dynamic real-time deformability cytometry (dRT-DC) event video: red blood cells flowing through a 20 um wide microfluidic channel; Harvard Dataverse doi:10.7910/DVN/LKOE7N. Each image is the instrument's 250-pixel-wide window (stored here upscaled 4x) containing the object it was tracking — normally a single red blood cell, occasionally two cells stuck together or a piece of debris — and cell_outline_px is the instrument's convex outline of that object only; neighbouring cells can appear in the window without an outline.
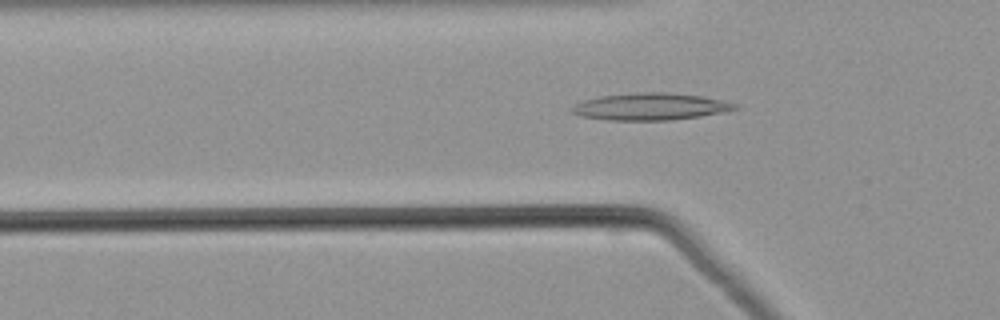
{"species": "common noctule bat (a hibernating species)", "species_latin": "Nyctalus noctula", "temperature_condition": "warm", "stored_images_in_passage": 41, "camera_frame_rate_fps": 3000, "um_per_image_px": 0.085, "animal": {"sex": "male", "body_mass_g": 21.5, "forearm_length_mm": 52.0}, "frame": {"image": 1, "passage_image": 11, "time_ms": 3.333, "image_size_px": [1000, 320], "cell_outline_px": [[740, 108], [724, 112], [700, 116], [672, 120], [604, 120], [580, 116], [568, 112], [568, 108], [584, 100], [600, 96], [640, 92], [664, 92], [700, 96], [724, 100], [736, 104]], "centroid_in_image_um": [55.24, 9.07], "position_along_channel_um": 70.6, "area_um2": 25.84}}
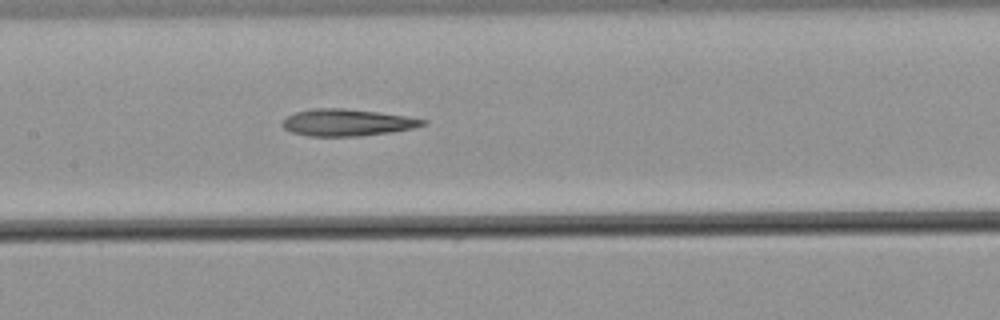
{"frame": {"image": 2, "passage_image": 19, "time_ms": 6.0, "image_size_px": [1000, 320], "cell_outline_px": [[428, 120], [424, 124], [412, 128], [392, 132], [360, 136], [308, 136], [292, 132], [284, 128], [280, 124], [288, 116], [296, 112], [316, 108], [344, 108], [376, 112], [404, 116]], "centroid_in_image_um": [29.47, 10.42], "position_along_channel_um": 177.9, "area_um2": 21.73}}
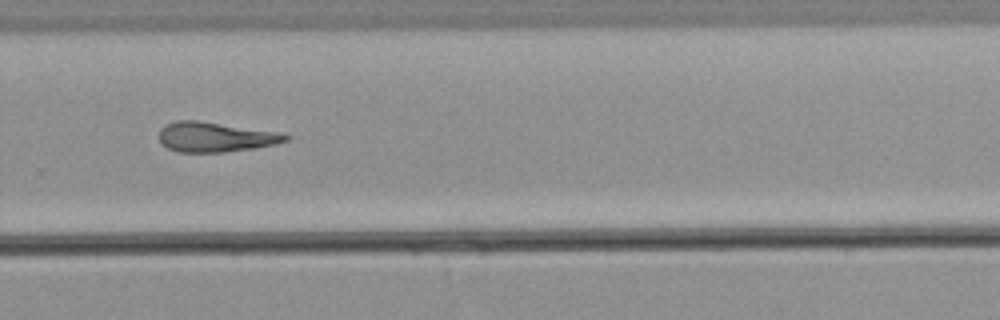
{"frame": {"image": 3, "passage_image": 29, "time_ms": 9.333, "image_size_px": [1000, 320], "cell_outline_px": [[292, 136], [288, 140], [276, 144], [252, 148], [224, 152], [176, 152], [160, 144], [160, 128], [176, 120], [196, 120], [276, 132]], "centroid_in_image_um": [18.27, 11.65], "position_along_channel_um": 311.5, "area_um2": 21.79}}